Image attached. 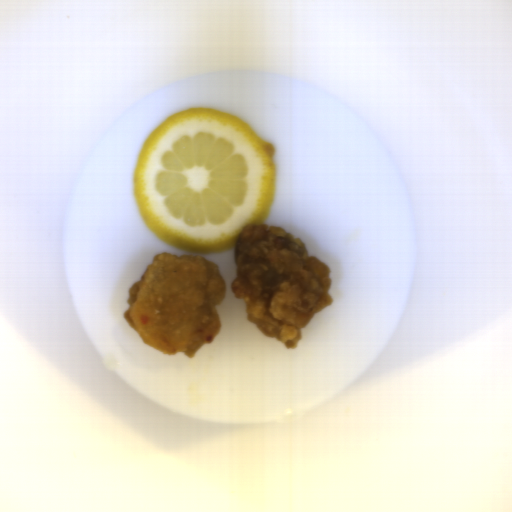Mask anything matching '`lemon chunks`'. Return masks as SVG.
<instances>
[{"instance_id":"obj_1","label":"lemon chunks","mask_w":512,"mask_h":512,"mask_svg":"<svg viewBox=\"0 0 512 512\" xmlns=\"http://www.w3.org/2000/svg\"><path fill=\"white\" fill-rule=\"evenodd\" d=\"M275 147L235 115L188 108L143 142L132 177L140 218L152 236L197 254L231 251L272 210Z\"/></svg>"}]
</instances>
